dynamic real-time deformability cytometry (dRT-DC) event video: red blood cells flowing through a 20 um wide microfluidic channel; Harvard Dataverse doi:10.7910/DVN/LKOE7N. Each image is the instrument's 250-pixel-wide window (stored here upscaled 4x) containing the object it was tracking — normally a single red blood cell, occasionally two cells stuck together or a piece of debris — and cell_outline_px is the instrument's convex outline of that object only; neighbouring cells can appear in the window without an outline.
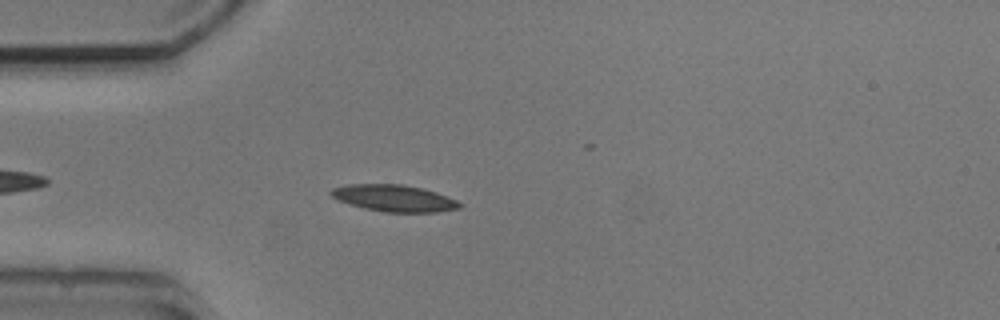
{"species": "common noctule bat (a hibernating species)", "species_latin": "Nyctalus noctula", "temperature_condition": "cold", "stored_images_in_passage": 5, "camera_frame_rate_fps": 3000, "um_per_image_px": 0.085, "animal": {"sex": "male", "body_mass_g": 20.5, "forearm_length_mm": 52.5}, "frame": {"image": 1, "passage_image": 5, "time_ms": 4.667, "image_size_px": [1000, 320], "cell_outline_px": [[464, 204], [460, 208], [436, 212], [384, 212], [364, 208], [348, 204], [332, 196], [328, 192], [332, 188], [348, 184], [404, 184], [436, 192], [456, 200]], "centroid_in_image_um": [33.49, 16.84], "position_along_channel_um": 51.5, "area_um2": 20.0}}